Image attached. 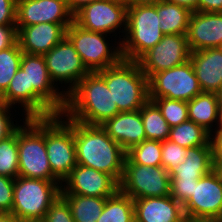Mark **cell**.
<instances>
[{"mask_svg": "<svg viewBox=\"0 0 222 222\" xmlns=\"http://www.w3.org/2000/svg\"><path fill=\"white\" fill-rule=\"evenodd\" d=\"M74 131L77 164L109 174L118 184L123 175L126 151L101 125H88L58 114Z\"/></svg>", "mask_w": 222, "mask_h": 222, "instance_id": "obj_1", "label": "cell"}, {"mask_svg": "<svg viewBox=\"0 0 222 222\" xmlns=\"http://www.w3.org/2000/svg\"><path fill=\"white\" fill-rule=\"evenodd\" d=\"M119 113L103 76L89 72L67 95L63 114L70 120L102 125Z\"/></svg>", "mask_w": 222, "mask_h": 222, "instance_id": "obj_2", "label": "cell"}, {"mask_svg": "<svg viewBox=\"0 0 222 222\" xmlns=\"http://www.w3.org/2000/svg\"><path fill=\"white\" fill-rule=\"evenodd\" d=\"M20 68L28 79V118L62 114L67 96L53 83L44 57L23 53Z\"/></svg>", "mask_w": 222, "mask_h": 222, "instance_id": "obj_3", "label": "cell"}, {"mask_svg": "<svg viewBox=\"0 0 222 222\" xmlns=\"http://www.w3.org/2000/svg\"><path fill=\"white\" fill-rule=\"evenodd\" d=\"M98 72L103 76L119 112L140 110L149 100L148 78L137 61L122 59Z\"/></svg>", "mask_w": 222, "mask_h": 222, "instance_id": "obj_4", "label": "cell"}, {"mask_svg": "<svg viewBox=\"0 0 222 222\" xmlns=\"http://www.w3.org/2000/svg\"><path fill=\"white\" fill-rule=\"evenodd\" d=\"M159 20L156 3L127 8L126 31L121 41L123 59L137 61L162 40Z\"/></svg>", "mask_w": 222, "mask_h": 222, "instance_id": "obj_5", "label": "cell"}, {"mask_svg": "<svg viewBox=\"0 0 222 222\" xmlns=\"http://www.w3.org/2000/svg\"><path fill=\"white\" fill-rule=\"evenodd\" d=\"M59 180L18 176L14 179L11 213L21 222L43 221L50 205L61 194Z\"/></svg>", "mask_w": 222, "mask_h": 222, "instance_id": "obj_6", "label": "cell"}, {"mask_svg": "<svg viewBox=\"0 0 222 222\" xmlns=\"http://www.w3.org/2000/svg\"><path fill=\"white\" fill-rule=\"evenodd\" d=\"M18 128L19 176L58 180L49 164L44 137V118H22Z\"/></svg>", "mask_w": 222, "mask_h": 222, "instance_id": "obj_7", "label": "cell"}, {"mask_svg": "<svg viewBox=\"0 0 222 222\" xmlns=\"http://www.w3.org/2000/svg\"><path fill=\"white\" fill-rule=\"evenodd\" d=\"M108 36H111V39L113 37L112 35L86 30L74 21L66 29V37L74 45L83 64L90 72H97L114 66L123 59L121 42L115 40L113 43Z\"/></svg>", "mask_w": 222, "mask_h": 222, "instance_id": "obj_8", "label": "cell"}, {"mask_svg": "<svg viewBox=\"0 0 222 222\" xmlns=\"http://www.w3.org/2000/svg\"><path fill=\"white\" fill-rule=\"evenodd\" d=\"M44 137L51 171L62 183L77 165L74 131L56 115L44 118Z\"/></svg>", "mask_w": 222, "mask_h": 222, "instance_id": "obj_9", "label": "cell"}, {"mask_svg": "<svg viewBox=\"0 0 222 222\" xmlns=\"http://www.w3.org/2000/svg\"><path fill=\"white\" fill-rule=\"evenodd\" d=\"M149 99L190 101L202 92L191 61L153 74L148 79Z\"/></svg>", "mask_w": 222, "mask_h": 222, "instance_id": "obj_10", "label": "cell"}, {"mask_svg": "<svg viewBox=\"0 0 222 222\" xmlns=\"http://www.w3.org/2000/svg\"><path fill=\"white\" fill-rule=\"evenodd\" d=\"M127 8L122 0L97 1L78 11L73 16V21L92 32L107 35L112 33V36H115L114 40H117L116 36L119 34L118 40L121 42L126 31ZM120 33L122 34L120 35Z\"/></svg>", "mask_w": 222, "mask_h": 222, "instance_id": "obj_11", "label": "cell"}, {"mask_svg": "<svg viewBox=\"0 0 222 222\" xmlns=\"http://www.w3.org/2000/svg\"><path fill=\"white\" fill-rule=\"evenodd\" d=\"M43 57L53 83L66 96L90 72L66 36Z\"/></svg>", "mask_w": 222, "mask_h": 222, "instance_id": "obj_12", "label": "cell"}, {"mask_svg": "<svg viewBox=\"0 0 222 222\" xmlns=\"http://www.w3.org/2000/svg\"><path fill=\"white\" fill-rule=\"evenodd\" d=\"M119 190L133 200L170 195V175L162 166L124 164Z\"/></svg>", "mask_w": 222, "mask_h": 222, "instance_id": "obj_13", "label": "cell"}, {"mask_svg": "<svg viewBox=\"0 0 222 222\" xmlns=\"http://www.w3.org/2000/svg\"><path fill=\"white\" fill-rule=\"evenodd\" d=\"M186 34L164 35L162 40L138 60L142 72L149 79L153 74L171 69L190 60Z\"/></svg>", "mask_w": 222, "mask_h": 222, "instance_id": "obj_14", "label": "cell"}, {"mask_svg": "<svg viewBox=\"0 0 222 222\" xmlns=\"http://www.w3.org/2000/svg\"><path fill=\"white\" fill-rule=\"evenodd\" d=\"M183 211L187 216L222 220V179L215 169L198 180Z\"/></svg>", "mask_w": 222, "mask_h": 222, "instance_id": "obj_15", "label": "cell"}, {"mask_svg": "<svg viewBox=\"0 0 222 222\" xmlns=\"http://www.w3.org/2000/svg\"><path fill=\"white\" fill-rule=\"evenodd\" d=\"M119 184L104 172L77 164L61 184V194L91 197H111Z\"/></svg>", "mask_w": 222, "mask_h": 222, "instance_id": "obj_16", "label": "cell"}, {"mask_svg": "<svg viewBox=\"0 0 222 222\" xmlns=\"http://www.w3.org/2000/svg\"><path fill=\"white\" fill-rule=\"evenodd\" d=\"M72 22L66 0H17L16 27Z\"/></svg>", "mask_w": 222, "mask_h": 222, "instance_id": "obj_17", "label": "cell"}, {"mask_svg": "<svg viewBox=\"0 0 222 222\" xmlns=\"http://www.w3.org/2000/svg\"><path fill=\"white\" fill-rule=\"evenodd\" d=\"M71 23H38L17 27V41L23 53L44 55L65 36Z\"/></svg>", "mask_w": 222, "mask_h": 222, "instance_id": "obj_18", "label": "cell"}, {"mask_svg": "<svg viewBox=\"0 0 222 222\" xmlns=\"http://www.w3.org/2000/svg\"><path fill=\"white\" fill-rule=\"evenodd\" d=\"M187 40L191 52L220 47L222 44V13L192 12Z\"/></svg>", "mask_w": 222, "mask_h": 222, "instance_id": "obj_19", "label": "cell"}, {"mask_svg": "<svg viewBox=\"0 0 222 222\" xmlns=\"http://www.w3.org/2000/svg\"><path fill=\"white\" fill-rule=\"evenodd\" d=\"M135 222H181L183 205L169 196L134 199Z\"/></svg>", "mask_w": 222, "mask_h": 222, "instance_id": "obj_20", "label": "cell"}, {"mask_svg": "<svg viewBox=\"0 0 222 222\" xmlns=\"http://www.w3.org/2000/svg\"><path fill=\"white\" fill-rule=\"evenodd\" d=\"M101 126L126 152L146 140L140 110L119 112Z\"/></svg>", "mask_w": 222, "mask_h": 222, "instance_id": "obj_21", "label": "cell"}, {"mask_svg": "<svg viewBox=\"0 0 222 222\" xmlns=\"http://www.w3.org/2000/svg\"><path fill=\"white\" fill-rule=\"evenodd\" d=\"M190 61L202 92L219 94L222 90V50L217 47L191 52Z\"/></svg>", "mask_w": 222, "mask_h": 222, "instance_id": "obj_22", "label": "cell"}, {"mask_svg": "<svg viewBox=\"0 0 222 222\" xmlns=\"http://www.w3.org/2000/svg\"><path fill=\"white\" fill-rule=\"evenodd\" d=\"M215 168L211 145L187 148L186 160L169 172L170 179L199 180Z\"/></svg>", "mask_w": 222, "mask_h": 222, "instance_id": "obj_23", "label": "cell"}, {"mask_svg": "<svg viewBox=\"0 0 222 222\" xmlns=\"http://www.w3.org/2000/svg\"><path fill=\"white\" fill-rule=\"evenodd\" d=\"M187 105L189 120L195 124L204 127L210 133L220 126L221 105L219 94L201 92L188 101Z\"/></svg>", "mask_w": 222, "mask_h": 222, "instance_id": "obj_24", "label": "cell"}, {"mask_svg": "<svg viewBox=\"0 0 222 222\" xmlns=\"http://www.w3.org/2000/svg\"><path fill=\"white\" fill-rule=\"evenodd\" d=\"M160 28L164 35L186 34L188 31L191 11L183 6L165 0L156 3Z\"/></svg>", "mask_w": 222, "mask_h": 222, "instance_id": "obj_25", "label": "cell"}, {"mask_svg": "<svg viewBox=\"0 0 222 222\" xmlns=\"http://www.w3.org/2000/svg\"><path fill=\"white\" fill-rule=\"evenodd\" d=\"M60 196L68 203L74 222H97L107 199L77 194H60Z\"/></svg>", "mask_w": 222, "mask_h": 222, "instance_id": "obj_26", "label": "cell"}, {"mask_svg": "<svg viewBox=\"0 0 222 222\" xmlns=\"http://www.w3.org/2000/svg\"><path fill=\"white\" fill-rule=\"evenodd\" d=\"M97 222H135L133 199L118 189L106 199Z\"/></svg>", "mask_w": 222, "mask_h": 222, "instance_id": "obj_27", "label": "cell"}, {"mask_svg": "<svg viewBox=\"0 0 222 222\" xmlns=\"http://www.w3.org/2000/svg\"><path fill=\"white\" fill-rule=\"evenodd\" d=\"M168 140L183 148L210 145V132L191 120L170 129Z\"/></svg>", "mask_w": 222, "mask_h": 222, "instance_id": "obj_28", "label": "cell"}, {"mask_svg": "<svg viewBox=\"0 0 222 222\" xmlns=\"http://www.w3.org/2000/svg\"><path fill=\"white\" fill-rule=\"evenodd\" d=\"M140 112L146 139L165 141L169 138L171 127L153 101L148 100L140 109Z\"/></svg>", "mask_w": 222, "mask_h": 222, "instance_id": "obj_29", "label": "cell"}, {"mask_svg": "<svg viewBox=\"0 0 222 222\" xmlns=\"http://www.w3.org/2000/svg\"><path fill=\"white\" fill-rule=\"evenodd\" d=\"M0 100L14 108L18 107V111L23 112L21 116L28 118V79L21 68L13 76L7 90L0 96Z\"/></svg>", "mask_w": 222, "mask_h": 222, "instance_id": "obj_30", "label": "cell"}, {"mask_svg": "<svg viewBox=\"0 0 222 222\" xmlns=\"http://www.w3.org/2000/svg\"><path fill=\"white\" fill-rule=\"evenodd\" d=\"M162 141L144 140L126 152L125 164L161 166Z\"/></svg>", "mask_w": 222, "mask_h": 222, "instance_id": "obj_31", "label": "cell"}, {"mask_svg": "<svg viewBox=\"0 0 222 222\" xmlns=\"http://www.w3.org/2000/svg\"><path fill=\"white\" fill-rule=\"evenodd\" d=\"M0 175L14 179L19 176L18 129L0 141Z\"/></svg>", "mask_w": 222, "mask_h": 222, "instance_id": "obj_32", "label": "cell"}, {"mask_svg": "<svg viewBox=\"0 0 222 222\" xmlns=\"http://www.w3.org/2000/svg\"><path fill=\"white\" fill-rule=\"evenodd\" d=\"M22 55L18 41L0 51V96L7 90L10 81L20 68Z\"/></svg>", "mask_w": 222, "mask_h": 222, "instance_id": "obj_33", "label": "cell"}, {"mask_svg": "<svg viewBox=\"0 0 222 222\" xmlns=\"http://www.w3.org/2000/svg\"><path fill=\"white\" fill-rule=\"evenodd\" d=\"M160 109L162 116L172 128L189 120L187 101L168 98L149 99Z\"/></svg>", "mask_w": 222, "mask_h": 222, "instance_id": "obj_34", "label": "cell"}, {"mask_svg": "<svg viewBox=\"0 0 222 222\" xmlns=\"http://www.w3.org/2000/svg\"><path fill=\"white\" fill-rule=\"evenodd\" d=\"M187 148L166 139L162 141L161 166L168 172L186 160Z\"/></svg>", "mask_w": 222, "mask_h": 222, "instance_id": "obj_35", "label": "cell"}, {"mask_svg": "<svg viewBox=\"0 0 222 222\" xmlns=\"http://www.w3.org/2000/svg\"><path fill=\"white\" fill-rule=\"evenodd\" d=\"M16 109L17 108L9 106L2 101L0 102V141L10 137L23 124L22 122L20 123V121H17L18 118L15 119L17 114ZM11 110L12 112H16L15 115L14 113H11ZM14 121L16 123H14Z\"/></svg>", "mask_w": 222, "mask_h": 222, "instance_id": "obj_36", "label": "cell"}, {"mask_svg": "<svg viewBox=\"0 0 222 222\" xmlns=\"http://www.w3.org/2000/svg\"><path fill=\"white\" fill-rule=\"evenodd\" d=\"M42 222H74L68 203L59 196L50 205Z\"/></svg>", "mask_w": 222, "mask_h": 222, "instance_id": "obj_37", "label": "cell"}, {"mask_svg": "<svg viewBox=\"0 0 222 222\" xmlns=\"http://www.w3.org/2000/svg\"><path fill=\"white\" fill-rule=\"evenodd\" d=\"M198 180L170 179V196L184 205L192 196Z\"/></svg>", "mask_w": 222, "mask_h": 222, "instance_id": "obj_38", "label": "cell"}, {"mask_svg": "<svg viewBox=\"0 0 222 222\" xmlns=\"http://www.w3.org/2000/svg\"><path fill=\"white\" fill-rule=\"evenodd\" d=\"M14 178L0 175V212L11 213L13 207Z\"/></svg>", "mask_w": 222, "mask_h": 222, "instance_id": "obj_39", "label": "cell"}, {"mask_svg": "<svg viewBox=\"0 0 222 222\" xmlns=\"http://www.w3.org/2000/svg\"><path fill=\"white\" fill-rule=\"evenodd\" d=\"M17 0H0V25H16Z\"/></svg>", "mask_w": 222, "mask_h": 222, "instance_id": "obj_40", "label": "cell"}, {"mask_svg": "<svg viewBox=\"0 0 222 222\" xmlns=\"http://www.w3.org/2000/svg\"><path fill=\"white\" fill-rule=\"evenodd\" d=\"M16 42V25H0V51L13 46Z\"/></svg>", "mask_w": 222, "mask_h": 222, "instance_id": "obj_41", "label": "cell"}, {"mask_svg": "<svg viewBox=\"0 0 222 222\" xmlns=\"http://www.w3.org/2000/svg\"><path fill=\"white\" fill-rule=\"evenodd\" d=\"M210 145L214 164L222 160V129H216L210 133Z\"/></svg>", "mask_w": 222, "mask_h": 222, "instance_id": "obj_42", "label": "cell"}, {"mask_svg": "<svg viewBox=\"0 0 222 222\" xmlns=\"http://www.w3.org/2000/svg\"><path fill=\"white\" fill-rule=\"evenodd\" d=\"M198 12L222 13V0H198Z\"/></svg>", "mask_w": 222, "mask_h": 222, "instance_id": "obj_43", "label": "cell"}, {"mask_svg": "<svg viewBox=\"0 0 222 222\" xmlns=\"http://www.w3.org/2000/svg\"><path fill=\"white\" fill-rule=\"evenodd\" d=\"M66 1L69 12L74 16L78 11H80L83 7L87 6L88 4L102 0H66Z\"/></svg>", "mask_w": 222, "mask_h": 222, "instance_id": "obj_44", "label": "cell"}, {"mask_svg": "<svg viewBox=\"0 0 222 222\" xmlns=\"http://www.w3.org/2000/svg\"><path fill=\"white\" fill-rule=\"evenodd\" d=\"M165 1L186 7L191 12L198 11V0H165Z\"/></svg>", "mask_w": 222, "mask_h": 222, "instance_id": "obj_45", "label": "cell"}, {"mask_svg": "<svg viewBox=\"0 0 222 222\" xmlns=\"http://www.w3.org/2000/svg\"><path fill=\"white\" fill-rule=\"evenodd\" d=\"M181 222H222V220L219 218L212 217H194L184 215Z\"/></svg>", "mask_w": 222, "mask_h": 222, "instance_id": "obj_46", "label": "cell"}, {"mask_svg": "<svg viewBox=\"0 0 222 222\" xmlns=\"http://www.w3.org/2000/svg\"><path fill=\"white\" fill-rule=\"evenodd\" d=\"M122 1L127 5V7H130L134 5L155 4L162 0H122Z\"/></svg>", "mask_w": 222, "mask_h": 222, "instance_id": "obj_47", "label": "cell"}, {"mask_svg": "<svg viewBox=\"0 0 222 222\" xmlns=\"http://www.w3.org/2000/svg\"><path fill=\"white\" fill-rule=\"evenodd\" d=\"M0 222H21V221L12 213L0 212Z\"/></svg>", "mask_w": 222, "mask_h": 222, "instance_id": "obj_48", "label": "cell"}, {"mask_svg": "<svg viewBox=\"0 0 222 222\" xmlns=\"http://www.w3.org/2000/svg\"><path fill=\"white\" fill-rule=\"evenodd\" d=\"M214 169L219 173V175L222 179V160L215 163V168Z\"/></svg>", "mask_w": 222, "mask_h": 222, "instance_id": "obj_49", "label": "cell"}, {"mask_svg": "<svg viewBox=\"0 0 222 222\" xmlns=\"http://www.w3.org/2000/svg\"><path fill=\"white\" fill-rule=\"evenodd\" d=\"M217 129H222V108H221V115H220V126Z\"/></svg>", "mask_w": 222, "mask_h": 222, "instance_id": "obj_50", "label": "cell"}, {"mask_svg": "<svg viewBox=\"0 0 222 222\" xmlns=\"http://www.w3.org/2000/svg\"><path fill=\"white\" fill-rule=\"evenodd\" d=\"M219 99H220V105H221V108H222V90H221V92L219 93Z\"/></svg>", "mask_w": 222, "mask_h": 222, "instance_id": "obj_51", "label": "cell"}]
</instances>
